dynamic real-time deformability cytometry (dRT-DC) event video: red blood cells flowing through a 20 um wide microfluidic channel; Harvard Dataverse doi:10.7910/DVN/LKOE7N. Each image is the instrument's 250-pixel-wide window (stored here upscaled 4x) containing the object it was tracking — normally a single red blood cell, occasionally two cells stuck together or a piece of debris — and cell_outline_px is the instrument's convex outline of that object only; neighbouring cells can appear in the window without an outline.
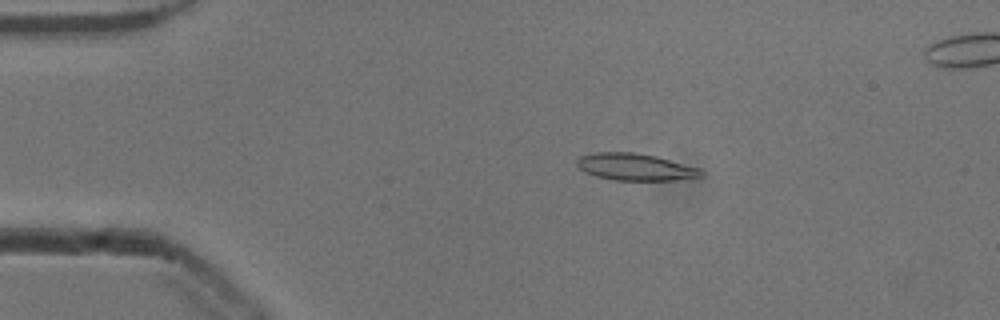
{"species": "common noctule bat (a hibernating species)", "species_latin": "Nyctalus noctula", "temperature_condition": "cold", "stored_images_in_passage": 53, "camera_frame_rate_fps": 3000, "um_per_image_px": 0.085, "animal": {"sex": "male", "body_mass_g": 13.3}, "frame": {"image": 1, "passage_image": 10, "time_ms": 3.0, "image_size_px": [1000, 320], "cell_outline_px": [[704, 176], [676, 180], [616, 180], [596, 176], [584, 172], [576, 164], [576, 160], [580, 156], [592, 152], [632, 152], [656, 156], [700, 168], [704, 172]], "centroid_in_image_um": [54.0, 14.19], "position_along_channel_um": 31.0, "area_um2": 19.59}}
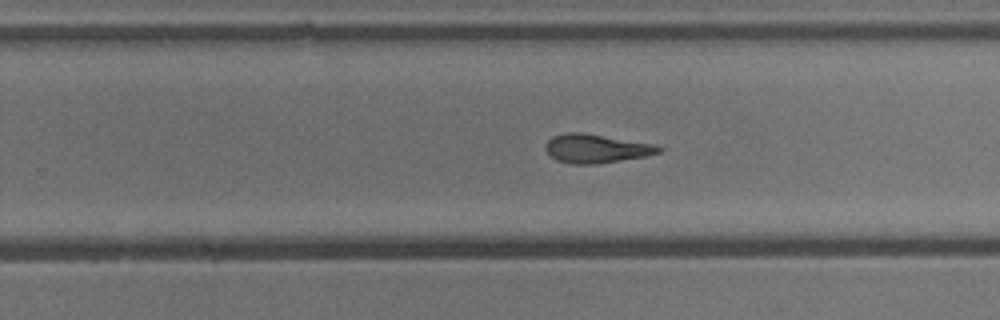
{"frame": {"image": 2, "passage_image": 33, "time_ms": 10.667, "image_size_px": [1000, 320], "cell_outline_px": [[664, 148], [660, 152], [644, 156], [596, 164], [572, 164], [556, 160], [544, 148], [544, 144], [552, 136], [564, 132], [584, 132], [656, 144]], "centroid_in_image_um": [50.66, 12.6], "position_along_channel_um": 279.1, "area_um2": 19.13}}
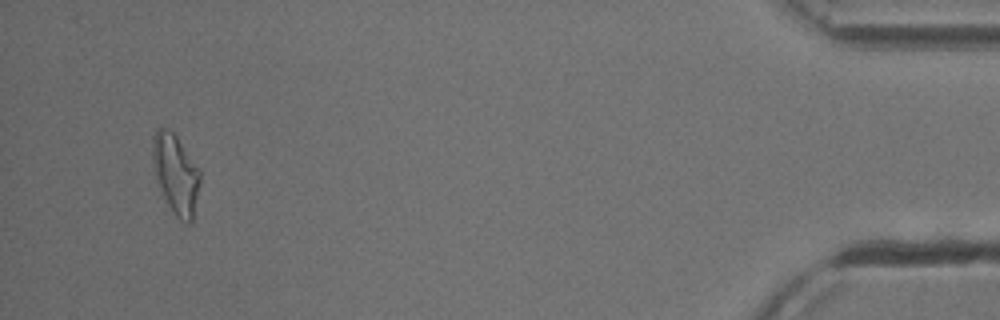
{"frame": {"image": 3, "passage_image": 50, "time_ms": 16.333, "image_size_px": [1000, 320], "cell_outline_px": [[200, 180], [192, 224], [188, 224], [180, 220], [176, 216], [168, 204], [156, 180], [152, 164], [152, 136], [156, 128], [168, 128], [176, 136], [200, 168]], "centroid_in_image_um": [14.93, 14.77], "position_along_channel_um": 420.3, "area_um2": 22.14}, "authors_computed_cell_mechanics": {"area_um2": 19.1318, "velocity_mm_per_s": 3.9132, "shape_relaxation_time_tau1_ms": 6.8303, "shape_relaxation_time_tau2_ms": 4.2195, "deformation_change_tau1": 0.2552, "deformation_change_tau2": 0.1667}}